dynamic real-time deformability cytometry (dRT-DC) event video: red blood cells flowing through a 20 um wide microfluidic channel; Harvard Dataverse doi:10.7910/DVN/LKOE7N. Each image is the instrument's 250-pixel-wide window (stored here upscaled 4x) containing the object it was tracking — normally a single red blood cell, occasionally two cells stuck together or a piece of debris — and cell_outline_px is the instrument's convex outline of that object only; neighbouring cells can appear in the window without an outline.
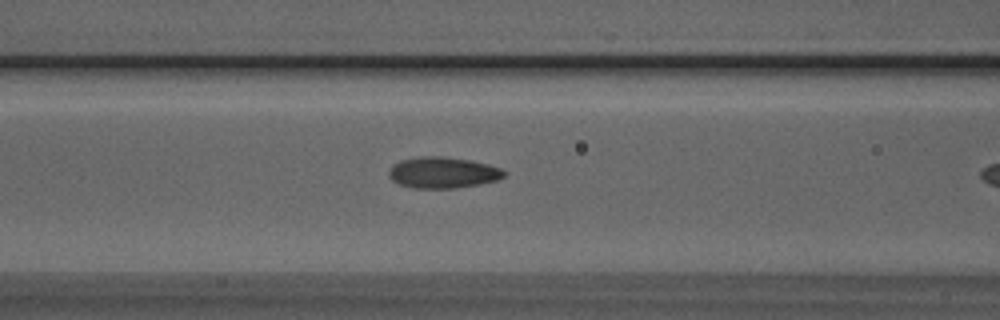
{"species": "Egyptian fruit bat (a non-hibernating species)", "species_latin": "Rousettus aegyptiacus", "temperature_condition": "room temperature", "stored_images_in_passage": 9, "camera_frame_rate_fps": 3000, "um_per_image_px": 0.085, "animal": {"sex": "male"}, "frame": {"image": 1, "passage_image": 8, "time_ms": 2.333, "image_size_px": [1000, 320], "cell_outline_px": [[504, 176], [500, 180], [480, 184], [456, 188], [412, 188], [396, 184], [388, 176], [388, 172], [392, 164], [400, 160], [420, 156], [440, 156], [468, 160], [488, 164], [500, 168], [504, 172]], "centroid_in_image_um": [37.59, 14.68], "position_along_channel_um": 129.0, "area_um2": 21.1}}